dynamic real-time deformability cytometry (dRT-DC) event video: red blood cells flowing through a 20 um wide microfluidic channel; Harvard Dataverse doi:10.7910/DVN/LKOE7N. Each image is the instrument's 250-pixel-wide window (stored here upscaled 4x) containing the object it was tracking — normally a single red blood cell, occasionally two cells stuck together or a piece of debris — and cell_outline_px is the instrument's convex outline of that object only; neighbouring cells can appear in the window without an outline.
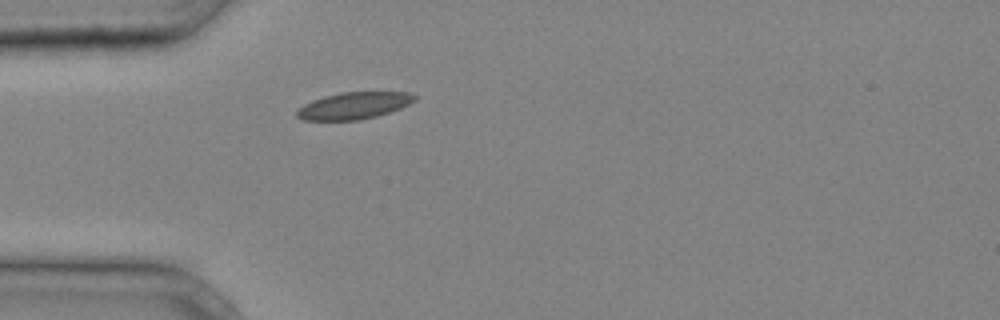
{"species": "common noctule bat (a hibernating species)", "species_latin": "Nyctalus noctula", "temperature_condition": "cold", "stored_images_in_passage": 23, "camera_frame_rate_fps": 3000, "um_per_image_px": 0.085, "animal": {"sex": "male", "body_mass_g": 20.4}, "frame": {"image": 1, "passage_image": 1, "time_ms": 0.0, "image_size_px": [1000, 320], "cell_outline_px": [[416, 100], [400, 108], [376, 116], [360, 120], [304, 120], [296, 116], [296, 112], [304, 104], [312, 100], [324, 96], [340, 92], [408, 92], [416, 96]], "centroid_in_image_um": [30.07, 8.97], "position_along_channel_um": 54.9, "area_um2": 18.32}}
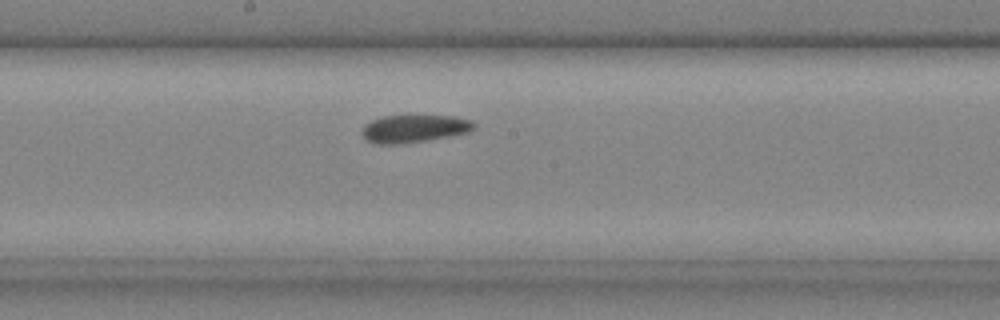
{"frame": {"image": 2, "passage_image": 11, "time_ms": 3.333, "image_size_px": [1000, 320], "cell_outline_px": [[476, 128], [468, 132], [428, 140], [396, 144], [376, 144], [368, 140], [364, 136], [364, 124], [380, 116], [408, 112], [452, 116], [472, 120], [476, 124]], "centroid_in_image_um": [35.23, 10.86], "position_along_channel_um": 213.0, "area_um2": 18.9}}
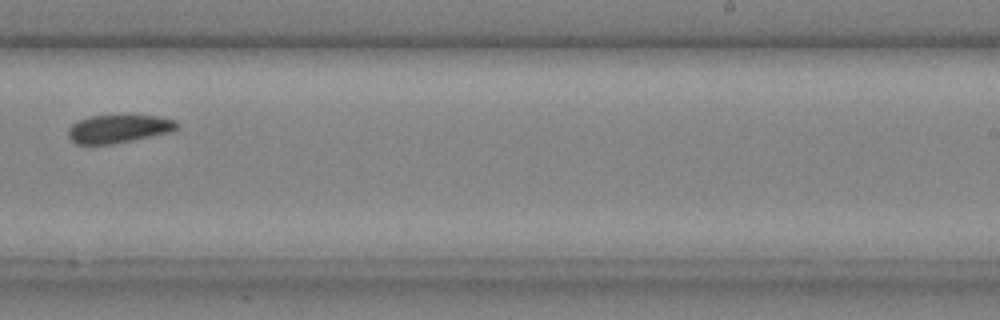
{"frame": {"image": 3, "passage_image": 15, "time_ms": 4.667, "image_size_px": [1000, 320], "cell_outline_px": [[176, 128], [172, 132], [112, 144], [76, 144], [68, 136], [68, 128], [72, 124], [88, 116], [160, 116], [176, 120]], "centroid_in_image_um": [10.07, 10.95], "position_along_channel_um": 278.9, "area_um2": 17.63}}